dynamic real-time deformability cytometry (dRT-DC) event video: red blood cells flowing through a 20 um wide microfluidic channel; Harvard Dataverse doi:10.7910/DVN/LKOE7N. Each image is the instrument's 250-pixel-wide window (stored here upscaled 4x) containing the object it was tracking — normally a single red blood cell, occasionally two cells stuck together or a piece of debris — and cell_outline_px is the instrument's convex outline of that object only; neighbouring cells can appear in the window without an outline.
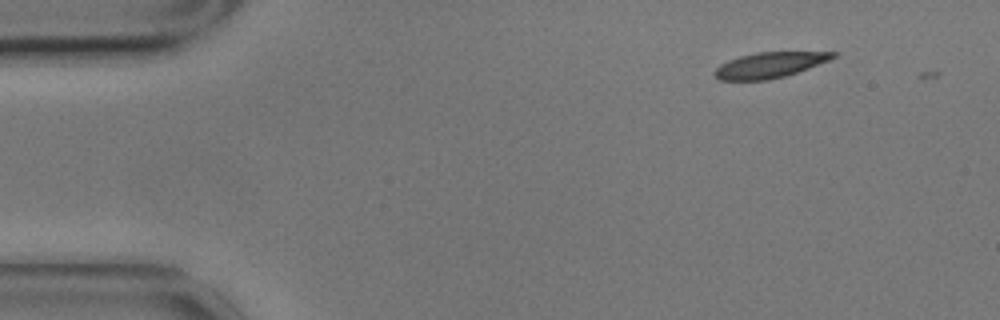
{"species": "common noctule bat (a hibernating species)", "species_latin": "Nyctalus noctula", "temperature_condition": "cold", "stored_images_in_passage": 2, "camera_frame_rate_fps": 3000, "um_per_image_px": 0.085, "animal": {"sex": "male", "body_mass_g": 17.9}, "frame": {"image": 1, "passage_image": 1, "time_ms": 0.0, "image_size_px": [1000, 320], "cell_outline_px": [[840, 52], [836, 56], [828, 60], [808, 68], [784, 76], [768, 80], [720, 80], [712, 72], [720, 64], [728, 60], [740, 56], [756, 52]], "centroid_in_image_um": [65.38, 5.52], "position_along_channel_um": 19.6, "area_um2": 17.46}}